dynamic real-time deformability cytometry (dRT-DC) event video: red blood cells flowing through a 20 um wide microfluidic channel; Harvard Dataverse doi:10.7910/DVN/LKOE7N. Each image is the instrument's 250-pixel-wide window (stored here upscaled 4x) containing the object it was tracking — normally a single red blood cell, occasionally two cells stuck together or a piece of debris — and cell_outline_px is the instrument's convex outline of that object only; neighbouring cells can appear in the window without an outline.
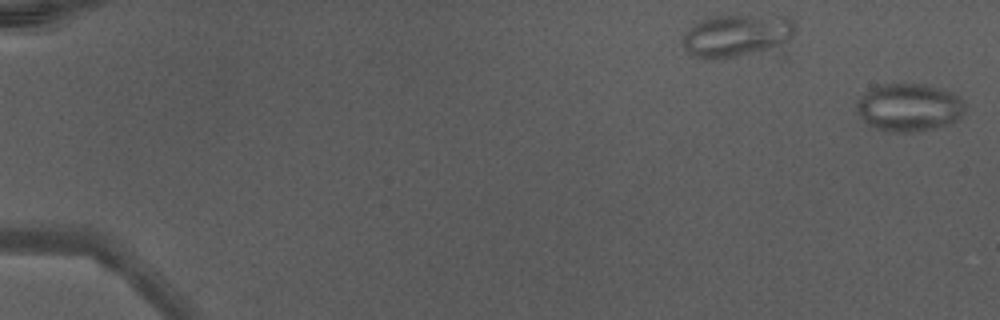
{"species": "Egyptian fruit bat (a non-hibernating species)", "species_latin": "Rousettus aegyptiacus", "temperature_condition": "warm", "stored_images_in_passage": 2, "segment_of_instrument_passage": [2, 2], "camera_frame_rate_fps": 3000, "um_per_image_px": 0.085, "animal": {"sex": "male"}, "frame": {"image": 1, "passage_image": 2, "time_ms": 0.333, "image_size_px": [1000, 320], "cell_outline_px": [[964, 112], [960, 120], [948, 124], [932, 128], [912, 132], [892, 132], [876, 128], [864, 124], [856, 112], [856, 104], [860, 96], [864, 92], [880, 84], [924, 84], [952, 92], [960, 96], [964, 104]], "centroid_in_image_um": [77.24, 9.14], "position_along_channel_um": 7.8, "area_um2": 30.52}}